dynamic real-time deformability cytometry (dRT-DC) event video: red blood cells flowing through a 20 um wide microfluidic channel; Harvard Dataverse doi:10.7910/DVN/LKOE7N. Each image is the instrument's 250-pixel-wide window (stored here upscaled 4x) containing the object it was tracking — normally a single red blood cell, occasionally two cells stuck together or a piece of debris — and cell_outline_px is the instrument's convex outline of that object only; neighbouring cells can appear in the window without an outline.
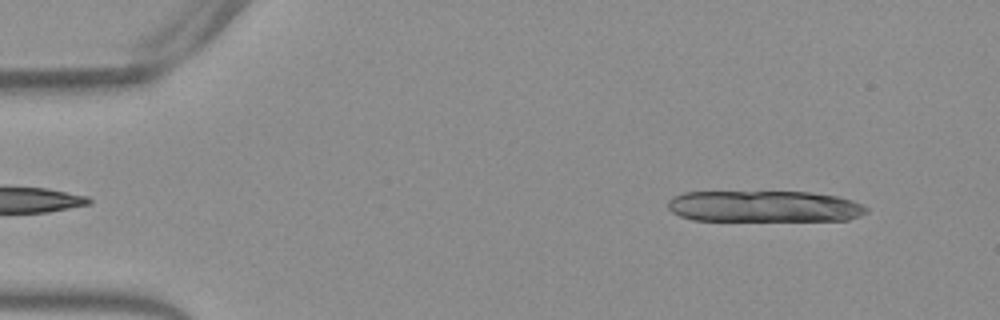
{"species": "Egyptian fruit bat (a non-hibernating species)", "species_latin": "Rousettus aegyptiacus", "temperature_condition": "warm", "stored_images_in_passage": 12, "camera_frame_rate_fps": 3000, "um_per_image_px": 0.085, "frame": {"image": 1, "passage_image": 3, "time_ms": 0.667, "image_size_px": [1000, 320], "cell_outline_px": [[868, 212], [860, 216], [848, 220], [692, 220], [680, 216], [672, 212], [668, 208], [668, 200], [672, 196], [684, 192], [812, 192], [840, 196], [852, 200], [868, 208]], "centroid_in_image_um": [64.96, 17.54], "position_along_channel_um": 20.0, "area_um2": 36.47}}